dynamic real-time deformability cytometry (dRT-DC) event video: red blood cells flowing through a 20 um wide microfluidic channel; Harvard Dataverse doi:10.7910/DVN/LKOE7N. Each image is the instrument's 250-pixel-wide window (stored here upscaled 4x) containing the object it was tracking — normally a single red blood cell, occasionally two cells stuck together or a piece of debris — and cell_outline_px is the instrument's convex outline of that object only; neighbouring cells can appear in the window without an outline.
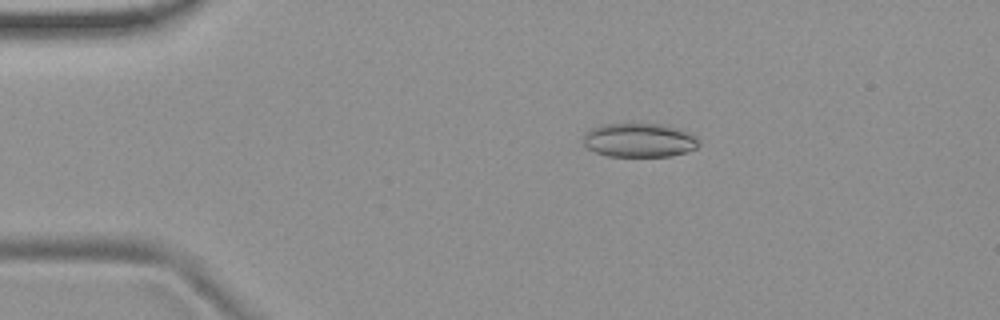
{"species": "common noctule bat (a hibernating species)", "species_latin": "Nyctalus noctula", "temperature_condition": "room temperature", "stored_images_in_passage": 54, "camera_frame_rate_fps": 3000, "um_per_image_px": 0.085, "animal": {"sex": "female", "body_mass_g": 19.9}, "frame": {"image": 1, "passage_image": 10, "time_ms": 3.0, "image_size_px": [1000, 320], "cell_outline_px": [[700, 144], [696, 148], [688, 152], [672, 156], [608, 156], [596, 152], [588, 148], [584, 144], [584, 132], [600, 124], [664, 124], [688, 132], [696, 136], [700, 140]], "centroid_in_image_um": [54.36, 11.92], "position_along_channel_um": 30.6, "area_um2": 23.0}}
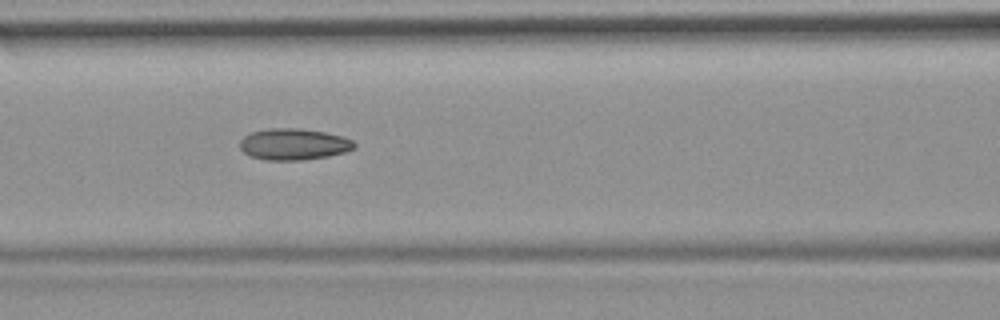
{"frame": {"image": 2, "passage_image": 23, "time_ms": 7.333, "image_size_px": [1000, 320], "cell_outline_px": [[356, 148], [348, 152], [328, 156], [300, 160], [268, 160], [252, 156], [244, 152], [240, 148], [240, 140], [244, 136], [252, 132], [268, 128], [296, 128], [324, 132], [344, 136], [352, 140], [356, 144]], "centroid_in_image_um": [25.01, 12.25], "position_along_channel_um": 141.6, "area_um2": 20.98}}
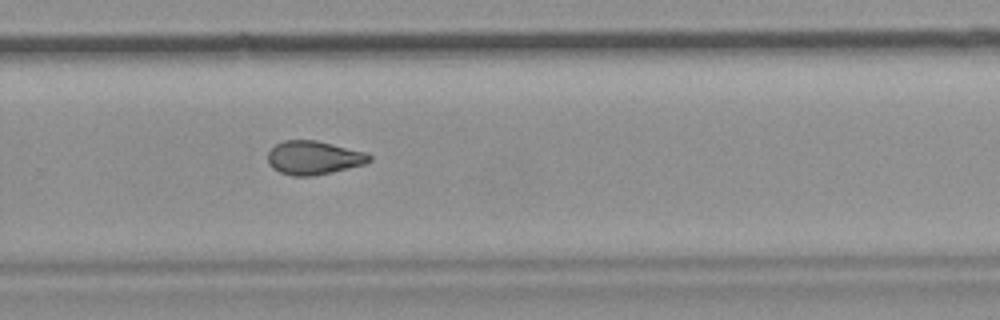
{"frame": {"image": 3, "passage_image": 36, "time_ms": 11.667, "image_size_px": [1000, 320], "cell_outline_px": [[372, 160], [364, 164], [332, 172], [312, 176], [292, 176], [280, 172], [272, 168], [268, 164], [268, 152], [276, 144], [284, 140], [316, 140], [364, 152], [372, 156]], "centroid_in_image_um": [26.64, 13.41], "position_along_channel_um": 303.2, "area_um2": 19.83}, "authors_computed_cell_mechanics": {"area_um2": 20.4034, "velocity_mm_per_s": 3.7384, "shape_relaxation_time_tau1_ms": null, "shape_relaxation_time_tau2_ms": 3.8695, "deformation_change_tau1": null, "deformation_change_tau2": 0.1015}}